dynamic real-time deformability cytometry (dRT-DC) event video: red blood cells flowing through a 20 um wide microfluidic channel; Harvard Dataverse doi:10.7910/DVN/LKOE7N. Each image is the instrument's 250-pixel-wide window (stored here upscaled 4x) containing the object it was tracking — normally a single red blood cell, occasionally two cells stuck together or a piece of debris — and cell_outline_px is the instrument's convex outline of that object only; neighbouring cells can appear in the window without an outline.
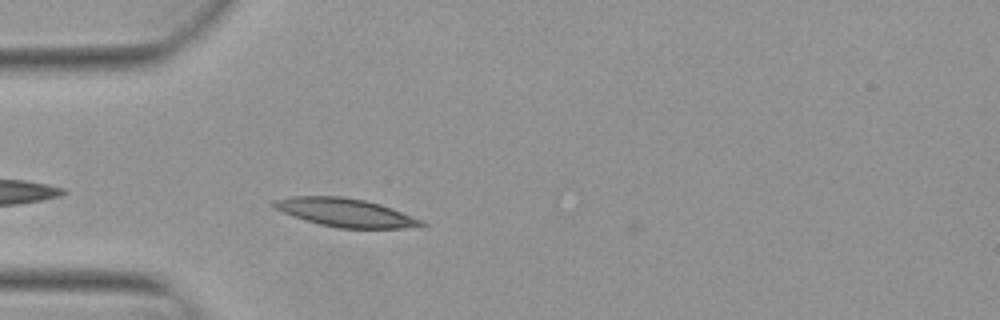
{"species": "Egyptian fruit bat (a non-hibernating species)", "species_latin": "Rousettus aegyptiacus", "temperature_condition": "warm", "stored_images_in_passage": 16, "camera_frame_rate_fps": 3000, "um_per_image_px": 0.085, "animal": {"sex": "female"}, "frame": {"image": 1, "passage_image": 3, "time_ms": 0.667, "image_size_px": [1000, 320], "cell_outline_px": [[428, 224], [400, 228], [336, 228], [304, 220], [284, 212], [276, 208], [272, 204], [272, 200], [296, 196], [340, 196], [364, 200], [392, 208], [420, 220]], "centroid_in_image_um": [29.31, 18.06], "position_along_channel_um": 55.7, "area_um2": 23.87}}
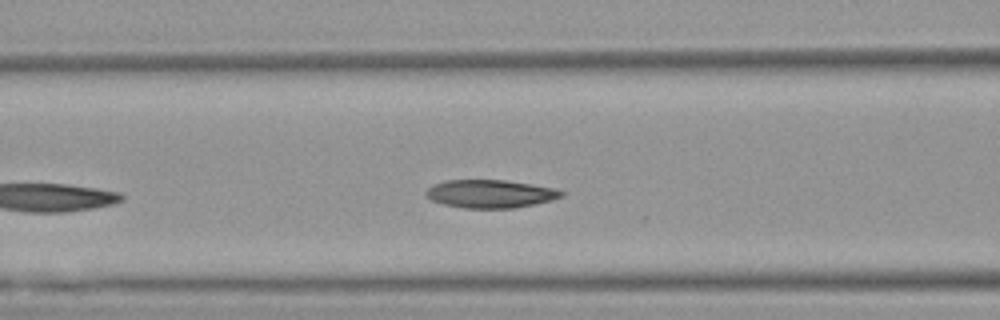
{"frame": {"image": 2, "passage_image": 9, "time_ms": 2.667, "image_size_px": [1000, 320], "cell_outline_px": [[564, 196], [552, 200], [512, 208], [464, 208], [444, 204], [432, 200], [424, 196], [424, 192], [432, 184], [444, 180], [504, 180], [552, 188], [564, 192]], "centroid_in_image_um": [41.6, 16.47], "position_along_channel_um": 125.0, "area_um2": 22.02}}
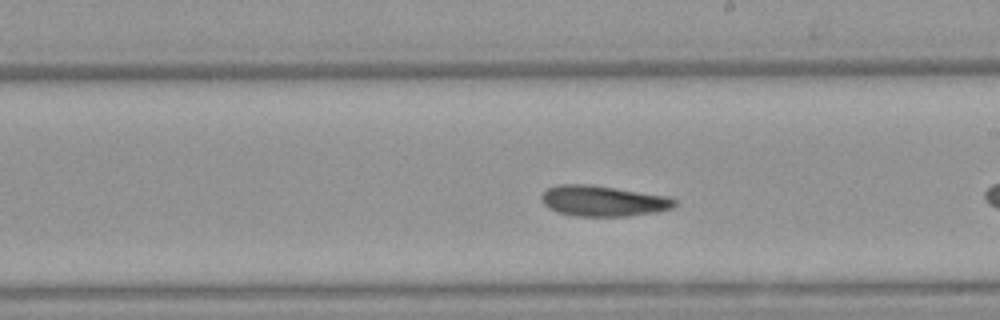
{"frame": {"image": 3, "passage_image": 15, "time_ms": 4.667, "image_size_px": [1000, 320], "cell_outline_px": [[676, 204], [672, 208], [652, 212], [628, 216], [576, 216], [560, 212], [548, 208], [544, 204], [540, 196], [548, 188], [560, 184], [588, 184], [664, 196], [676, 200]], "centroid_in_image_um": [51.21, 17.08], "position_along_channel_um": 237.8, "area_um2": 23.29}}